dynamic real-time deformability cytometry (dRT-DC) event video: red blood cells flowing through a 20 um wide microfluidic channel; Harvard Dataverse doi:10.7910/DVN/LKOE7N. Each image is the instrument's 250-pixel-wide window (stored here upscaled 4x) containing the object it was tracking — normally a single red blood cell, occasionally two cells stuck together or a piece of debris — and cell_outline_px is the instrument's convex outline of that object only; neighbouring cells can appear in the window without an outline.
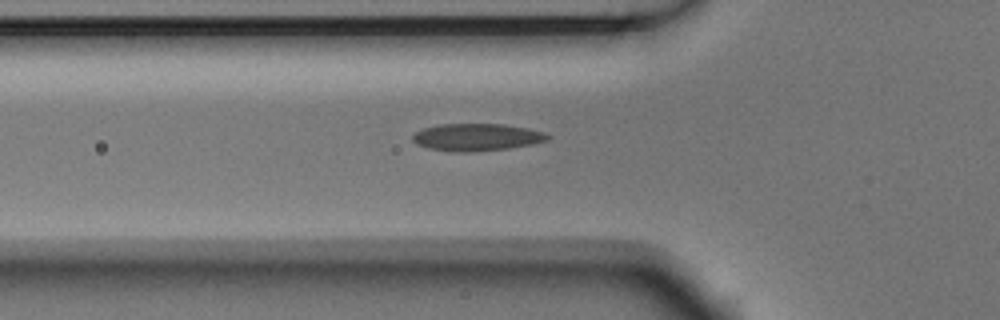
{"species": "Egyptian fruit bat (a non-hibernating species)", "species_latin": "Rousettus aegyptiacus", "temperature_condition": "room temperature", "stored_images_in_passage": 2, "camera_frame_rate_fps": 3000, "um_per_image_px": 0.085, "animal": {"sex": "male"}, "frame": {"image": 1, "passage_image": 2, "time_ms": 0.333, "image_size_px": [1000, 320], "cell_outline_px": [[552, 136], [548, 140], [532, 144], [508, 148], [468, 152], [456, 152], [428, 148], [416, 144], [412, 140], [412, 136], [416, 132], [424, 128], [440, 124], [504, 124], [528, 128], [548, 132]], "centroid_in_image_um": [40.56, 11.65], "position_along_channel_um": 85.2, "area_um2": 21.56}}